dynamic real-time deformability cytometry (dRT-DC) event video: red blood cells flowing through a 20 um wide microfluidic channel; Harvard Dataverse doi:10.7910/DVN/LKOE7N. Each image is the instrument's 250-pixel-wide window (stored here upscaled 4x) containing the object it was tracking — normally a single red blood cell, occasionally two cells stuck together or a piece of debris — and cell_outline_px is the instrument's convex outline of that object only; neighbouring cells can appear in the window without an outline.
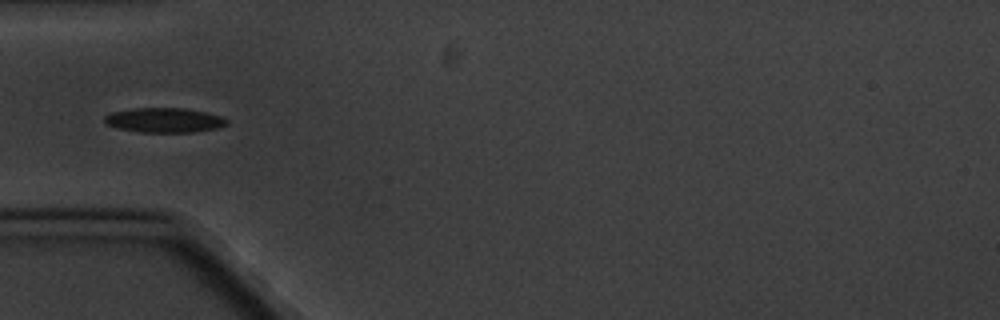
{"species": "common noctule bat (a hibernating species)", "species_latin": "Nyctalus noctula", "temperature_condition": "cold", "stored_images_in_passage": 12, "camera_frame_rate_fps": 3000, "um_per_image_px": 0.085, "animal": {"sex": "male", "body_mass_g": 20.1, "forearm_length_mm": 53.5}, "frame": {"image": 1, "passage_image": 1, "time_ms": 0.0, "image_size_px": [1000, 320], "cell_outline_px": [[228, 124], [220, 128], [192, 132], [136, 132], [104, 124], [104, 116], [112, 112], [132, 108], [184, 108], [204, 112], [220, 116], [228, 120]], "centroid_in_image_um": [13.95, 10.22], "position_along_channel_um": 71.0, "area_um2": 17.63}}
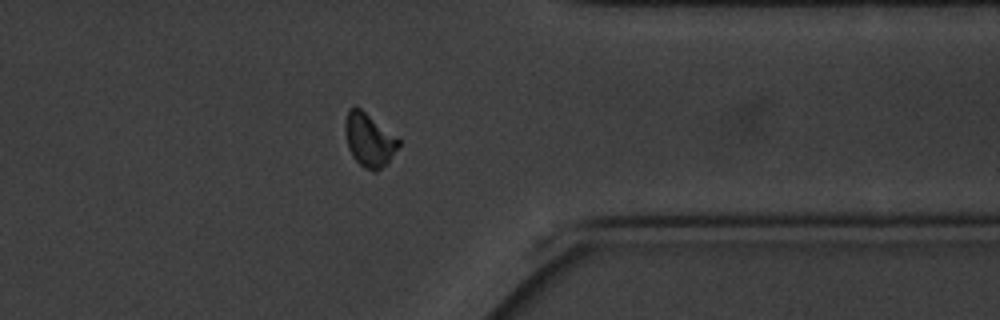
{"frame": {"image": 2, "passage_image": 9, "time_ms": 9.667, "image_size_px": [1000, 320], "cell_outline_px": [[400, 144], [392, 156], [376, 172], [372, 172], [364, 168], [352, 156], [348, 148], [344, 132], [344, 120], [348, 108], [360, 108], [396, 136], [400, 140]], "centroid_in_image_um": [31.34, 11.89], "position_along_channel_um": 380.1, "area_um2": 16.53}}